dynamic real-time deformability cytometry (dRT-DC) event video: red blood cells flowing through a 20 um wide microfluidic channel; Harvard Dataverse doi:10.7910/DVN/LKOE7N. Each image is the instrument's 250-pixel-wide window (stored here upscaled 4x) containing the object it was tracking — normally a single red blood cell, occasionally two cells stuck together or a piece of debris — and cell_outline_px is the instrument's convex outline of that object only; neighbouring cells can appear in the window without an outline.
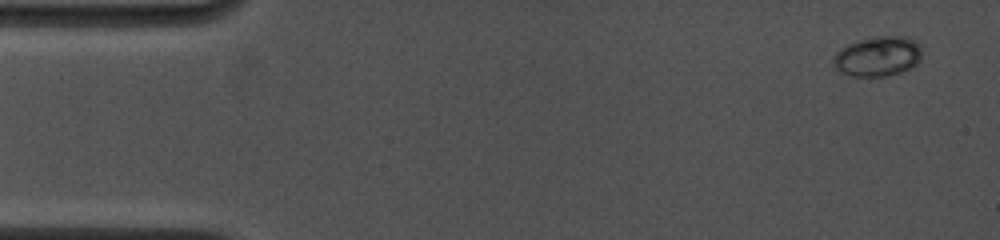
{"species": "common noctule bat (a hibernating species)", "species_latin": "Nyctalus noctula", "temperature_condition": "cold", "stored_images_in_passage": 12, "camera_frame_rate_fps": 4500, "um_per_image_px": 0.085, "animal": {"sex": "female", "body_mass_g": 19.0, "forearm_length_mm": 53.3}, "frame": {"image": 1, "passage_image": 1, "time_ms": 0.0, "image_size_px": [1000, 240], "cell_outline_px": [[920, 60], [916, 64], [900, 72], [888, 76], [852, 76], [840, 72], [836, 68], [832, 60], [832, 56], [840, 48], [848, 44], [876, 36], [908, 36], [916, 40], [920, 44]], "centroid_in_image_um": [74.6, 4.78], "position_along_channel_um": 10.4, "area_um2": 20.63}}
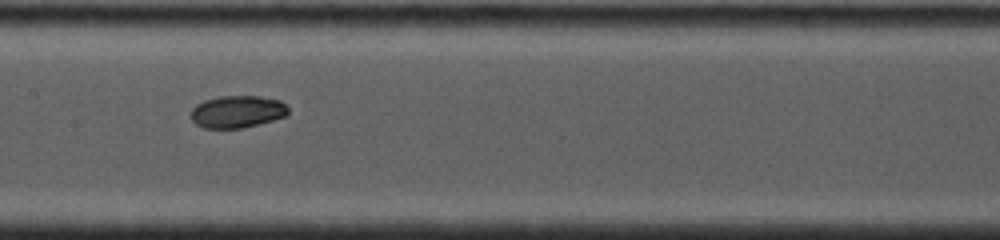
{"frame": {"image": 2, "passage_image": 11, "time_ms": 7.556, "image_size_px": [1000, 240], "cell_outline_px": [[288, 112], [284, 116], [272, 120], [240, 128], [204, 128], [196, 124], [188, 116], [192, 108], [196, 104], [204, 100], [220, 96], [260, 96], [280, 100], [288, 108]], "centroid_in_image_um": [20.11, 9.48], "position_along_channel_um": 187.3, "area_um2": 18.26}}
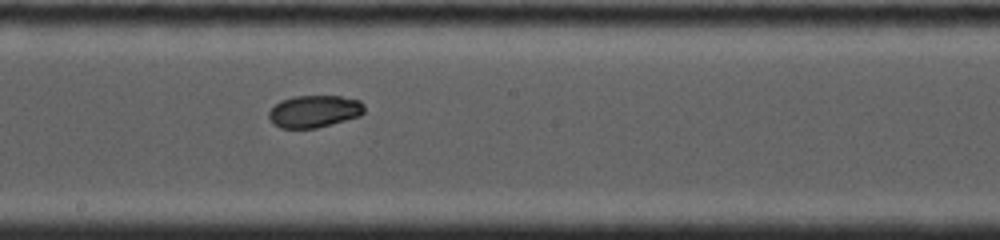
{"frame": {"image": 3, "passage_image": 12, "time_ms": 8.444, "image_size_px": [1000, 240], "cell_outline_px": [[364, 112], [360, 116], [316, 128], [280, 128], [272, 124], [268, 116], [268, 112], [280, 100], [296, 96], [340, 96], [360, 100], [364, 104]], "centroid_in_image_um": [26.7, 9.46], "position_along_channel_um": 221.5, "area_um2": 17.98}}